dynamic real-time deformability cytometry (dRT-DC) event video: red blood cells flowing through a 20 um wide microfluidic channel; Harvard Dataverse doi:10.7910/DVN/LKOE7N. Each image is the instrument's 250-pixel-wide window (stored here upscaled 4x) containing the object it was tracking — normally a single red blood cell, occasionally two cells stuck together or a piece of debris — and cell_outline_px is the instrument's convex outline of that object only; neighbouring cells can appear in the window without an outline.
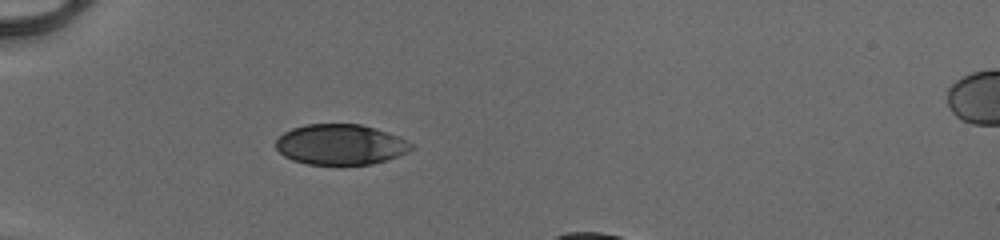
{"species": "human", "species_latin": "Homo sapiens", "temperature_condition": "cold", "stored_images_in_passage": 32, "camera_frame_rate_fps": 3000, "um_per_image_px": 0.085, "donor": {"sex": "male"}, "frame": {"image": 1, "passage_image": 1, "time_ms": 0.0, "image_size_px": [1000, 240], "cell_outline_px": [[412, 148], [408, 152], [372, 164], [308, 164], [292, 160], [284, 156], [276, 148], [276, 140], [284, 132], [292, 128], [304, 124], [360, 124], [376, 128], [400, 136], [412, 144]], "centroid_in_image_um": [28.93, 12.27], "position_along_channel_um": 56.1, "area_um2": 31.85}}
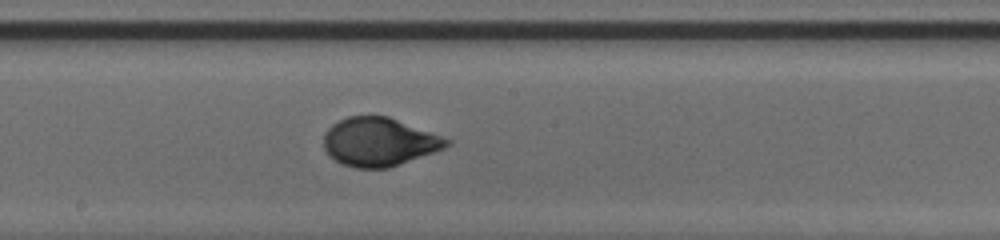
{"frame": {"image": 2, "passage_image": 14, "time_ms": 4.333, "image_size_px": [1000, 240], "cell_outline_px": [[452, 144], [436, 152], [388, 168], [356, 168], [344, 164], [336, 160], [324, 148], [324, 132], [332, 124], [348, 116], [388, 116], [452, 140]], "centroid_in_image_um": [32.25, 12.06], "position_along_channel_um": 215.9, "area_um2": 34.56}}
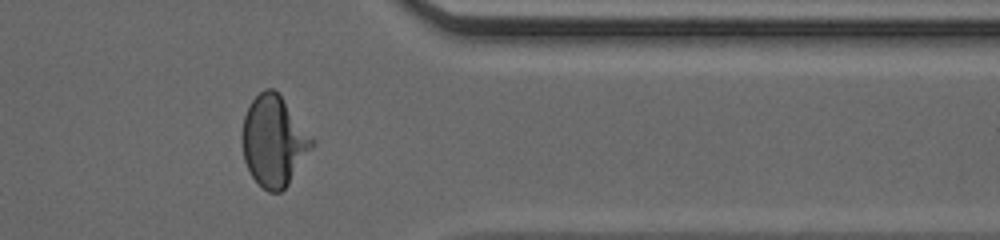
{"frame": {"image": 3, "passage_image": 27, "time_ms": 8.667, "image_size_px": [1000, 240], "cell_outline_px": [[316, 144], [288, 184], [280, 192], [268, 192], [252, 176], [244, 160], [240, 140], [240, 136], [244, 116], [252, 100], [264, 88], [272, 88], [280, 96], [316, 140]], "centroid_in_image_um": [23.27, 11.99], "position_along_channel_um": 388.1, "area_um2": 36.88}}